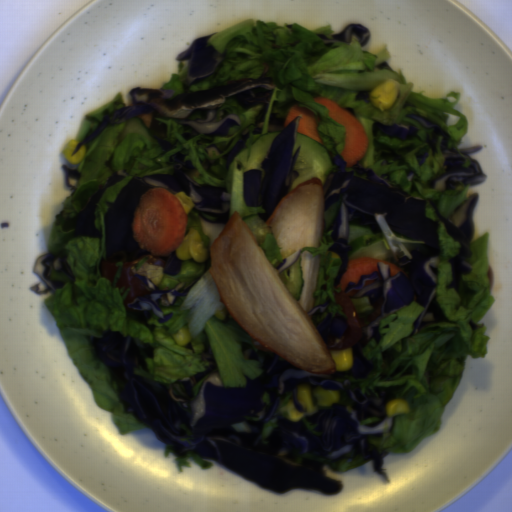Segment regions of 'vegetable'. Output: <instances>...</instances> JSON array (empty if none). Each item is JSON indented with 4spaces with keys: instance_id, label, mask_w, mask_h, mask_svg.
<instances>
[{
    "instance_id": "obj_5",
    "label": "vegetable",
    "mask_w": 512,
    "mask_h": 512,
    "mask_svg": "<svg viewBox=\"0 0 512 512\" xmlns=\"http://www.w3.org/2000/svg\"><path fill=\"white\" fill-rule=\"evenodd\" d=\"M188 72V59H182L178 61L177 73H173L168 82L162 83L161 87L155 90L161 91L166 96L175 97L176 95L182 93L183 83L187 77Z\"/></svg>"
},
{
    "instance_id": "obj_7",
    "label": "vegetable",
    "mask_w": 512,
    "mask_h": 512,
    "mask_svg": "<svg viewBox=\"0 0 512 512\" xmlns=\"http://www.w3.org/2000/svg\"><path fill=\"white\" fill-rule=\"evenodd\" d=\"M259 247L263 250L268 262L277 270V266L282 264V261L285 258L281 254L282 246H278L273 228L270 233L266 235L264 241L259 245Z\"/></svg>"
},
{
    "instance_id": "obj_2",
    "label": "vegetable",
    "mask_w": 512,
    "mask_h": 512,
    "mask_svg": "<svg viewBox=\"0 0 512 512\" xmlns=\"http://www.w3.org/2000/svg\"><path fill=\"white\" fill-rule=\"evenodd\" d=\"M339 199L331 204L326 211H324V227L321 239L318 240V246H305L302 247L298 259L290 266L280 272V279L285 285L288 292L297 301L301 298L302 289L305 285L303 278V269L301 266L303 251L310 252L313 256L319 258L318 274H317V287L314 294L312 307H317L323 304L328 297L330 298L329 312L334 316L340 313L346 320L347 316L343 311L342 306L337 304L335 299V290H333L338 274L342 267V258L336 252L328 251L332 245V231L329 229L335 221L339 209Z\"/></svg>"
},
{
    "instance_id": "obj_12",
    "label": "vegetable",
    "mask_w": 512,
    "mask_h": 512,
    "mask_svg": "<svg viewBox=\"0 0 512 512\" xmlns=\"http://www.w3.org/2000/svg\"><path fill=\"white\" fill-rule=\"evenodd\" d=\"M353 166L352 167H346V172H351L353 170Z\"/></svg>"
},
{
    "instance_id": "obj_9",
    "label": "vegetable",
    "mask_w": 512,
    "mask_h": 512,
    "mask_svg": "<svg viewBox=\"0 0 512 512\" xmlns=\"http://www.w3.org/2000/svg\"><path fill=\"white\" fill-rule=\"evenodd\" d=\"M97 121H91L89 119L81 120L73 138L71 141H77L78 143L90 136V133L95 129Z\"/></svg>"
},
{
    "instance_id": "obj_10",
    "label": "vegetable",
    "mask_w": 512,
    "mask_h": 512,
    "mask_svg": "<svg viewBox=\"0 0 512 512\" xmlns=\"http://www.w3.org/2000/svg\"><path fill=\"white\" fill-rule=\"evenodd\" d=\"M327 314H328V313H325V312H324L323 314H314V315L311 317V320H312V322L314 323L315 327H316V325H317L320 321H322V320L326 317V315H327Z\"/></svg>"
},
{
    "instance_id": "obj_3",
    "label": "vegetable",
    "mask_w": 512,
    "mask_h": 512,
    "mask_svg": "<svg viewBox=\"0 0 512 512\" xmlns=\"http://www.w3.org/2000/svg\"><path fill=\"white\" fill-rule=\"evenodd\" d=\"M185 236L190 229H194L199 235L202 246L210 250L211 245L221 233L226 223H213L205 219L197 212L190 211L187 215Z\"/></svg>"
},
{
    "instance_id": "obj_11",
    "label": "vegetable",
    "mask_w": 512,
    "mask_h": 512,
    "mask_svg": "<svg viewBox=\"0 0 512 512\" xmlns=\"http://www.w3.org/2000/svg\"><path fill=\"white\" fill-rule=\"evenodd\" d=\"M336 169H337V168H336V166L332 163V166H331L329 169H327V170L325 171V173H324L325 178H326L328 175H331L332 173H334V172L336 171Z\"/></svg>"
},
{
    "instance_id": "obj_1",
    "label": "vegetable",
    "mask_w": 512,
    "mask_h": 512,
    "mask_svg": "<svg viewBox=\"0 0 512 512\" xmlns=\"http://www.w3.org/2000/svg\"><path fill=\"white\" fill-rule=\"evenodd\" d=\"M207 39L217 52L225 51V60L220 67L190 85L191 92L217 85L228 84L229 80L257 79L268 66L266 77H273V88L261 133H254L256 118L262 107L255 104L249 110L233 97H228L219 107L210 122H220L227 116L239 120L238 127L228 130L229 136L216 137L212 143H197L210 140L196 135L189 129L166 116L154 115L153 119L165 129L167 139L176 149L163 152L149 135L138 118L126 124H108L90 142L84 145L81 160L75 171L81 179L75 180L76 191L62 202L64 218L76 217L83 211L98 188L109 181L110 164L115 172L127 174V179L104 190L95 209L94 226L102 237H77L66 246H60L61 238L73 229L61 230L60 224H53L46 239L48 253L69 251L67 264L74 276L75 302L71 301L72 285L69 276L57 271L49 264V275L63 286L44 298V304L51 312L61 334L63 345L72 363L93 393L96 406L109 411L111 420L120 435L129 431L151 430L142 425L131 413H125L118 398L119 378L113 375L100 360L94 357L90 337L102 335L106 329L118 330L125 336L142 340L153 348L152 357L146 358L148 371L138 365L135 374L151 381L171 387L177 396L190 398L184 377H188L196 396L202 383L212 374L218 373L224 387L244 386L245 377L258 379L263 375L259 361L250 360L253 350L277 354L259 344L246 332L235 318L217 319L214 316L226 308L221 302L218 287L210 275L211 258L196 262L192 257L180 261L177 274H164L170 256H157L156 263H149L144 257L135 265L126 266L129 287L117 288L124 262H114L117 267L112 281L101 274V263L107 261L104 217L108 212L107 201L117 199L119 192L133 177L149 174H173L169 164L173 155H187L184 161H191L196 169L189 174L196 184L211 185L227 191L229 168L223 155L238 141L239 135L249 128L245 140L247 161L250 159L251 144L266 133L282 131L285 120L293 105L305 107L314 114L321 144L331 154V160L342 156L345 149L346 128L328 115V108L314 101L315 97L328 98L339 107L353 114L365 132L368 148L356 163L370 167L376 177L388 174L387 183L397 184L416 198L425 200L426 214L439 223V256L436 300L445 317L455 324L431 323L413 336V324L423 305L414 301L390 313L380 323L382 340L373 339L362 349L367 359L376 356L377 365L365 378L347 377L352 384H358L363 395L379 396L377 387H392L395 399H406L407 414L394 416L387 437L370 438L379 453H407L416 447L425 436L436 434L441 429L442 416L464 373L468 355L485 358L490 337L485 333L486 324L473 329L470 321L479 322L492 307L496 297L491 295L489 278L487 232L470 241L471 257L463 260L472 266L463 274L458 292L448 288L452 282V268L449 260L458 253L460 242L447 232L443 221L436 216L430 199H438L439 212L445 219L450 218L456 207L467 200L468 187L460 183L456 189L442 190L428 187V182L437 174L446 171L445 155L441 150L443 136L436 141L437 152L427 142L432 139V127L424 128L417 120L406 116L416 114L439 124L448 134L447 144L456 150L461 139L469 131L464 114L454 104L460 100V91H452L443 98L422 96L425 91L414 92L413 83L407 82L399 66L398 72L391 68H379L382 62L391 64L387 42L377 53L364 51L360 37L355 31L349 42H338L325 47L317 35L332 39L336 34L331 26L324 25L307 29L296 23L278 25L274 21L247 20L215 32ZM386 80L398 84L395 104L387 110H380L370 103V91ZM384 124H398L408 129L416 125V139L401 141L378 132L373 137L372 121ZM184 134L194 137L184 139ZM428 151V159L420 166L416 155ZM158 285L169 289L179 281L187 289L201 278L186 296H180L172 305L159 309L174 317L166 323H159V317L144 311L143 315L129 313L124 304L135 290L131 283L129 269ZM178 279V280H177ZM190 332L191 339L199 337L204 349L194 353L190 344L179 346L171 333L183 326ZM191 399V398H190ZM156 432V431H155ZM386 455V456H387Z\"/></svg>"
},
{
    "instance_id": "obj_6",
    "label": "vegetable",
    "mask_w": 512,
    "mask_h": 512,
    "mask_svg": "<svg viewBox=\"0 0 512 512\" xmlns=\"http://www.w3.org/2000/svg\"><path fill=\"white\" fill-rule=\"evenodd\" d=\"M170 455L173 456L174 464L178 469L179 473H182L183 467H191V462H189L188 459L194 461L201 469L211 468L208 459L198 456L195 451H190L186 454L185 457H180L173 451V449L167 443H165L164 459H168Z\"/></svg>"
},
{
    "instance_id": "obj_8",
    "label": "vegetable",
    "mask_w": 512,
    "mask_h": 512,
    "mask_svg": "<svg viewBox=\"0 0 512 512\" xmlns=\"http://www.w3.org/2000/svg\"><path fill=\"white\" fill-rule=\"evenodd\" d=\"M116 108H128L125 102L123 101L122 92H117L115 96L110 99L105 104L101 105L97 109L92 112H89L88 116H92L95 118H102L104 110H111Z\"/></svg>"
},
{
    "instance_id": "obj_4",
    "label": "vegetable",
    "mask_w": 512,
    "mask_h": 512,
    "mask_svg": "<svg viewBox=\"0 0 512 512\" xmlns=\"http://www.w3.org/2000/svg\"><path fill=\"white\" fill-rule=\"evenodd\" d=\"M309 460H315V461H323V464H327L330 468L337 470L339 472H345L351 469L360 468L364 466L365 464L373 461H363L365 459V456L359 452V451H348L346 457H343L341 459H324V458H315L312 456L305 457Z\"/></svg>"
}]
</instances>
